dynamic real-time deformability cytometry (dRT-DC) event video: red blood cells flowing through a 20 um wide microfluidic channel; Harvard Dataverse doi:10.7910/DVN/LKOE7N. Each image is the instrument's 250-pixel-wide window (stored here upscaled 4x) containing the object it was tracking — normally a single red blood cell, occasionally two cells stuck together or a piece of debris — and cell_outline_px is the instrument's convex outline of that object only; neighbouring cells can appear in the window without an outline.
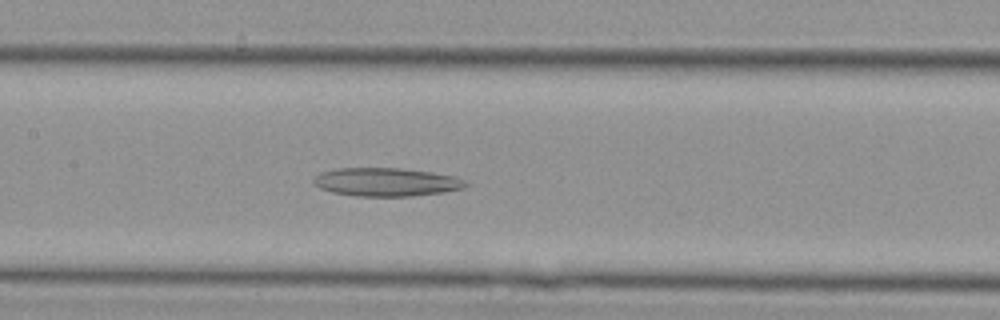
{"species": "Egyptian fruit bat (a non-hibernating species)", "species_latin": "Rousettus aegyptiacus", "temperature_condition": "cold", "stored_images_in_passage": 33, "camera_frame_rate_fps": 3000, "um_per_image_px": 0.085, "animal": {"sex": "female"}, "frame": {"image": 1, "passage_image": 16, "time_ms": 5.0, "image_size_px": [1000, 320], "cell_outline_px": [[468, 184], [464, 188], [444, 192], [412, 196], [356, 196], [332, 192], [320, 188], [312, 184], [312, 180], [320, 172], [336, 168], [400, 168], [428, 172], [452, 176], [464, 180]], "centroid_in_image_um": [32.78, 15.47], "position_along_channel_um": 174.6, "area_um2": 25.09}}
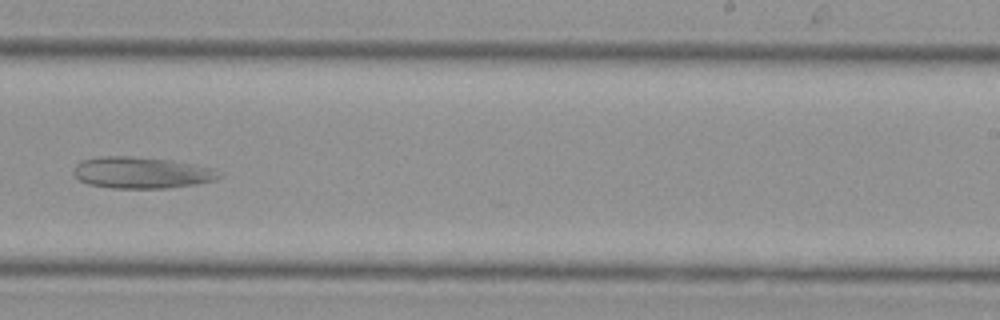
{"frame": {"image": 2, "passage_image": 22, "time_ms": 7.0, "image_size_px": [1000, 320], "cell_outline_px": [[224, 176], [216, 180], [196, 184], [168, 188], [112, 188], [88, 184], [80, 180], [72, 172], [72, 168], [80, 160], [100, 156], [136, 156], [172, 160], [216, 168], [224, 172]], "centroid_in_image_um": [12.09, 14.66], "position_along_channel_um": 276.9, "area_um2": 27.28}}
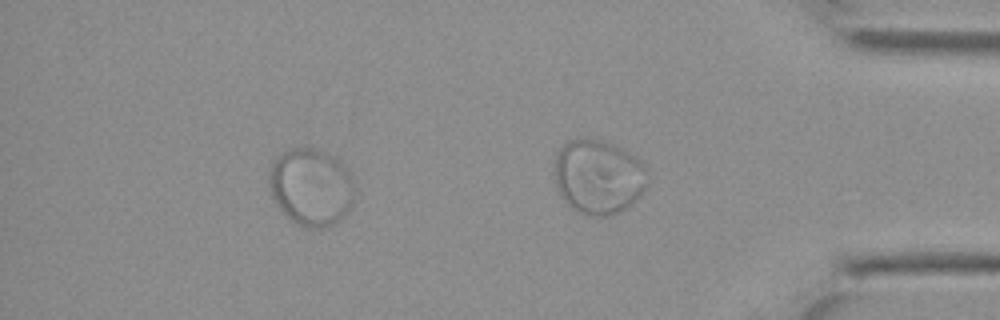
{"frame": {"image": 3, "passage_image": 29, "time_ms": 9.333, "image_size_px": [1000, 320], "cell_outline_px": [[356, 196], [348, 212], [336, 224], [328, 228], [304, 228], [296, 224], [276, 204], [272, 196], [268, 184], [268, 172], [272, 160], [280, 152], [288, 148], [304, 144], [308, 144], [340, 156], [352, 176], [356, 192]], "centroid_in_image_um": [26.47, 15.82], "position_along_channel_um": 408.7, "area_um2": 40.63}}